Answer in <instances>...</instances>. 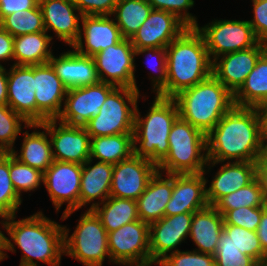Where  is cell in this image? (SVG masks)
<instances>
[{"instance_id":"6da1fadb","label":"cell","mask_w":267,"mask_h":266,"mask_svg":"<svg viewBox=\"0 0 267 266\" xmlns=\"http://www.w3.org/2000/svg\"><path fill=\"white\" fill-rule=\"evenodd\" d=\"M206 144L209 169L225 160L257 162L267 151L259 108L234 106L206 135Z\"/></svg>"},{"instance_id":"7a4b0ae2","label":"cell","mask_w":267,"mask_h":266,"mask_svg":"<svg viewBox=\"0 0 267 266\" xmlns=\"http://www.w3.org/2000/svg\"><path fill=\"white\" fill-rule=\"evenodd\" d=\"M15 218L16 214L2 220V226L11 238L5 236L3 250L15 252L16 244L23 252L20 266H39L36 260L60 266L64 255V226L44 216L42 211L21 220Z\"/></svg>"},{"instance_id":"3957f363","label":"cell","mask_w":267,"mask_h":266,"mask_svg":"<svg viewBox=\"0 0 267 266\" xmlns=\"http://www.w3.org/2000/svg\"><path fill=\"white\" fill-rule=\"evenodd\" d=\"M167 81L158 96L174 98L212 75V60L202 35L188 27L166 47Z\"/></svg>"},{"instance_id":"277c9868","label":"cell","mask_w":267,"mask_h":266,"mask_svg":"<svg viewBox=\"0 0 267 266\" xmlns=\"http://www.w3.org/2000/svg\"><path fill=\"white\" fill-rule=\"evenodd\" d=\"M179 116L206 135L234 106V95L212 74L174 97Z\"/></svg>"},{"instance_id":"5b68a950","label":"cell","mask_w":267,"mask_h":266,"mask_svg":"<svg viewBox=\"0 0 267 266\" xmlns=\"http://www.w3.org/2000/svg\"><path fill=\"white\" fill-rule=\"evenodd\" d=\"M136 106L134 117V155L147 159L158 166L168 155L169 133L179 117L174 98L156 95L146 117L141 118ZM137 147L136 143H139Z\"/></svg>"},{"instance_id":"8992f818","label":"cell","mask_w":267,"mask_h":266,"mask_svg":"<svg viewBox=\"0 0 267 266\" xmlns=\"http://www.w3.org/2000/svg\"><path fill=\"white\" fill-rule=\"evenodd\" d=\"M168 142V155L157 166V171L166 170V174H206L205 133L179 116L171 128Z\"/></svg>"},{"instance_id":"52a82bcc","label":"cell","mask_w":267,"mask_h":266,"mask_svg":"<svg viewBox=\"0 0 267 266\" xmlns=\"http://www.w3.org/2000/svg\"><path fill=\"white\" fill-rule=\"evenodd\" d=\"M139 93L140 91L130 87H116L107 96L98 115L84 125L89 136L92 138L133 133Z\"/></svg>"},{"instance_id":"ba28073f","label":"cell","mask_w":267,"mask_h":266,"mask_svg":"<svg viewBox=\"0 0 267 266\" xmlns=\"http://www.w3.org/2000/svg\"><path fill=\"white\" fill-rule=\"evenodd\" d=\"M64 226V254L80 261L84 266H102L108 250V233L93 210L81 215L74 233L68 237Z\"/></svg>"},{"instance_id":"9c48e42d","label":"cell","mask_w":267,"mask_h":266,"mask_svg":"<svg viewBox=\"0 0 267 266\" xmlns=\"http://www.w3.org/2000/svg\"><path fill=\"white\" fill-rule=\"evenodd\" d=\"M195 28L202 35L212 62L222 55L254 47L260 42L247 20H215Z\"/></svg>"},{"instance_id":"30bf717a","label":"cell","mask_w":267,"mask_h":266,"mask_svg":"<svg viewBox=\"0 0 267 266\" xmlns=\"http://www.w3.org/2000/svg\"><path fill=\"white\" fill-rule=\"evenodd\" d=\"M110 260L134 266L151 264L149 224L136 220L108 233Z\"/></svg>"},{"instance_id":"8fae6325","label":"cell","mask_w":267,"mask_h":266,"mask_svg":"<svg viewBox=\"0 0 267 266\" xmlns=\"http://www.w3.org/2000/svg\"><path fill=\"white\" fill-rule=\"evenodd\" d=\"M81 175L82 165L55 160L44 172L43 184L56 211H59L64 202L68 203L62 220L79 209Z\"/></svg>"},{"instance_id":"7c38bea8","label":"cell","mask_w":267,"mask_h":266,"mask_svg":"<svg viewBox=\"0 0 267 266\" xmlns=\"http://www.w3.org/2000/svg\"><path fill=\"white\" fill-rule=\"evenodd\" d=\"M56 123V119H48L41 124H30V128H43L48 131L55 161L83 165L90 158L91 137L86 128L61 122L57 127Z\"/></svg>"},{"instance_id":"4fadbf2b","label":"cell","mask_w":267,"mask_h":266,"mask_svg":"<svg viewBox=\"0 0 267 266\" xmlns=\"http://www.w3.org/2000/svg\"><path fill=\"white\" fill-rule=\"evenodd\" d=\"M100 82L138 89L135 80V48L130 39L107 47L93 56ZM110 78V79H109Z\"/></svg>"},{"instance_id":"5bb4252c","label":"cell","mask_w":267,"mask_h":266,"mask_svg":"<svg viewBox=\"0 0 267 266\" xmlns=\"http://www.w3.org/2000/svg\"><path fill=\"white\" fill-rule=\"evenodd\" d=\"M115 88L112 84L99 81L94 85L68 89L64 107L56 120L68 125L84 126L98 115L107 96Z\"/></svg>"},{"instance_id":"9a60e30c","label":"cell","mask_w":267,"mask_h":266,"mask_svg":"<svg viewBox=\"0 0 267 266\" xmlns=\"http://www.w3.org/2000/svg\"><path fill=\"white\" fill-rule=\"evenodd\" d=\"M156 171L154 163L134 154L120 161L113 165L110 196L137 200Z\"/></svg>"},{"instance_id":"2e32d148","label":"cell","mask_w":267,"mask_h":266,"mask_svg":"<svg viewBox=\"0 0 267 266\" xmlns=\"http://www.w3.org/2000/svg\"><path fill=\"white\" fill-rule=\"evenodd\" d=\"M193 213L164 216L149 224V248L151 264H157L176 249L190 233Z\"/></svg>"},{"instance_id":"e0dca14e","label":"cell","mask_w":267,"mask_h":266,"mask_svg":"<svg viewBox=\"0 0 267 266\" xmlns=\"http://www.w3.org/2000/svg\"><path fill=\"white\" fill-rule=\"evenodd\" d=\"M187 28L188 26L176 15L167 11L152 9L148 18L133 34L130 41L135 49L166 48Z\"/></svg>"},{"instance_id":"ac0fdd59","label":"cell","mask_w":267,"mask_h":266,"mask_svg":"<svg viewBox=\"0 0 267 266\" xmlns=\"http://www.w3.org/2000/svg\"><path fill=\"white\" fill-rule=\"evenodd\" d=\"M266 50L267 44L259 42L254 47L222 55L213 61L212 74L234 95Z\"/></svg>"},{"instance_id":"d6986e66","label":"cell","mask_w":267,"mask_h":266,"mask_svg":"<svg viewBox=\"0 0 267 266\" xmlns=\"http://www.w3.org/2000/svg\"><path fill=\"white\" fill-rule=\"evenodd\" d=\"M7 105L28 124H37L35 65H12L8 72Z\"/></svg>"},{"instance_id":"ffe728a7","label":"cell","mask_w":267,"mask_h":266,"mask_svg":"<svg viewBox=\"0 0 267 266\" xmlns=\"http://www.w3.org/2000/svg\"><path fill=\"white\" fill-rule=\"evenodd\" d=\"M67 91V87L49 63L35 65L37 124L48 119H57L62 111V101L65 100Z\"/></svg>"},{"instance_id":"44dd1931","label":"cell","mask_w":267,"mask_h":266,"mask_svg":"<svg viewBox=\"0 0 267 266\" xmlns=\"http://www.w3.org/2000/svg\"><path fill=\"white\" fill-rule=\"evenodd\" d=\"M207 181L204 173L173 174V192L164 216L194 213L207 207Z\"/></svg>"},{"instance_id":"7402d4cb","label":"cell","mask_w":267,"mask_h":266,"mask_svg":"<svg viewBox=\"0 0 267 266\" xmlns=\"http://www.w3.org/2000/svg\"><path fill=\"white\" fill-rule=\"evenodd\" d=\"M81 22L80 35L72 46L81 55L93 57L100 51L118 44L124 39L115 20L110 19V16L82 15Z\"/></svg>"},{"instance_id":"603a6c76","label":"cell","mask_w":267,"mask_h":266,"mask_svg":"<svg viewBox=\"0 0 267 266\" xmlns=\"http://www.w3.org/2000/svg\"><path fill=\"white\" fill-rule=\"evenodd\" d=\"M39 6L45 31L53 30L59 40L73 46L80 35L82 17L73 0H39Z\"/></svg>"},{"instance_id":"cb8c5ba5","label":"cell","mask_w":267,"mask_h":266,"mask_svg":"<svg viewBox=\"0 0 267 266\" xmlns=\"http://www.w3.org/2000/svg\"><path fill=\"white\" fill-rule=\"evenodd\" d=\"M48 63L67 89L99 82L94 58L81 55L75 50L65 52L59 58L52 55Z\"/></svg>"},{"instance_id":"d4e9b609","label":"cell","mask_w":267,"mask_h":266,"mask_svg":"<svg viewBox=\"0 0 267 266\" xmlns=\"http://www.w3.org/2000/svg\"><path fill=\"white\" fill-rule=\"evenodd\" d=\"M257 177V162L233 161L223 164L206 188L209 205L214 206L222 197L248 185Z\"/></svg>"},{"instance_id":"484cf974","label":"cell","mask_w":267,"mask_h":266,"mask_svg":"<svg viewBox=\"0 0 267 266\" xmlns=\"http://www.w3.org/2000/svg\"><path fill=\"white\" fill-rule=\"evenodd\" d=\"M156 173L150 178L145 191L137 201L138 216L142 222L151 224L164 217V211L173 192V174ZM168 177V178H167Z\"/></svg>"},{"instance_id":"4316f807","label":"cell","mask_w":267,"mask_h":266,"mask_svg":"<svg viewBox=\"0 0 267 266\" xmlns=\"http://www.w3.org/2000/svg\"><path fill=\"white\" fill-rule=\"evenodd\" d=\"M92 161L89 158L82 165L79 209L96 199H100V202L91 204L89 210H92L96 205L100 206L102 202L110 197L113 165L98 161L95 165L91 166Z\"/></svg>"},{"instance_id":"83f0119b","label":"cell","mask_w":267,"mask_h":266,"mask_svg":"<svg viewBox=\"0 0 267 266\" xmlns=\"http://www.w3.org/2000/svg\"><path fill=\"white\" fill-rule=\"evenodd\" d=\"M223 226V215L212 205L194 212L189 236L198 247L195 251L215 255Z\"/></svg>"},{"instance_id":"f1b7e54d","label":"cell","mask_w":267,"mask_h":266,"mask_svg":"<svg viewBox=\"0 0 267 266\" xmlns=\"http://www.w3.org/2000/svg\"><path fill=\"white\" fill-rule=\"evenodd\" d=\"M267 102V50L259 57L244 84L234 94L238 107L260 108Z\"/></svg>"},{"instance_id":"f546056e","label":"cell","mask_w":267,"mask_h":266,"mask_svg":"<svg viewBox=\"0 0 267 266\" xmlns=\"http://www.w3.org/2000/svg\"><path fill=\"white\" fill-rule=\"evenodd\" d=\"M46 33L44 31L14 37L13 59L16 61L14 65L31 66L48 63L53 55L49 47L53 38Z\"/></svg>"},{"instance_id":"4dcf8cb0","label":"cell","mask_w":267,"mask_h":266,"mask_svg":"<svg viewBox=\"0 0 267 266\" xmlns=\"http://www.w3.org/2000/svg\"><path fill=\"white\" fill-rule=\"evenodd\" d=\"M134 154L133 133L92 137L90 158L112 165L130 158Z\"/></svg>"},{"instance_id":"1f68e13d","label":"cell","mask_w":267,"mask_h":266,"mask_svg":"<svg viewBox=\"0 0 267 266\" xmlns=\"http://www.w3.org/2000/svg\"><path fill=\"white\" fill-rule=\"evenodd\" d=\"M37 132L35 130L32 133L28 131L23 134L24 139L20 150V155L17 154L15 149L12 150V154L20 162L27 164L30 167L36 168L43 173L53 163V154L51 141L48 140V131Z\"/></svg>"},{"instance_id":"d6a6232c","label":"cell","mask_w":267,"mask_h":266,"mask_svg":"<svg viewBox=\"0 0 267 266\" xmlns=\"http://www.w3.org/2000/svg\"><path fill=\"white\" fill-rule=\"evenodd\" d=\"M101 204V208L96 205L92 210L100 218L107 233L140 220L136 200L110 196Z\"/></svg>"},{"instance_id":"836d02e7","label":"cell","mask_w":267,"mask_h":266,"mask_svg":"<svg viewBox=\"0 0 267 266\" xmlns=\"http://www.w3.org/2000/svg\"><path fill=\"white\" fill-rule=\"evenodd\" d=\"M152 9L148 0H118L112 15H115L114 20L122 36L130 39L148 18Z\"/></svg>"},{"instance_id":"e575fe53","label":"cell","mask_w":267,"mask_h":266,"mask_svg":"<svg viewBox=\"0 0 267 266\" xmlns=\"http://www.w3.org/2000/svg\"><path fill=\"white\" fill-rule=\"evenodd\" d=\"M263 188L258 177L248 185L222 197L214 207L224 216L229 210L240 207H264Z\"/></svg>"},{"instance_id":"d590c367","label":"cell","mask_w":267,"mask_h":266,"mask_svg":"<svg viewBox=\"0 0 267 266\" xmlns=\"http://www.w3.org/2000/svg\"><path fill=\"white\" fill-rule=\"evenodd\" d=\"M0 26L13 37L24 34L44 32V20L40 6L29 10L14 12L0 21Z\"/></svg>"},{"instance_id":"8d00e7d4","label":"cell","mask_w":267,"mask_h":266,"mask_svg":"<svg viewBox=\"0 0 267 266\" xmlns=\"http://www.w3.org/2000/svg\"><path fill=\"white\" fill-rule=\"evenodd\" d=\"M9 173L12 185L20 197L22 191L37 189L44 178L42 171L20 162L12 153L9 156Z\"/></svg>"},{"instance_id":"74e56055","label":"cell","mask_w":267,"mask_h":266,"mask_svg":"<svg viewBox=\"0 0 267 266\" xmlns=\"http://www.w3.org/2000/svg\"><path fill=\"white\" fill-rule=\"evenodd\" d=\"M223 231L228 234L231 243L243 254L251 256L259 264L262 263L265 251L261 246L257 231L230 224H224Z\"/></svg>"},{"instance_id":"f35d334b","label":"cell","mask_w":267,"mask_h":266,"mask_svg":"<svg viewBox=\"0 0 267 266\" xmlns=\"http://www.w3.org/2000/svg\"><path fill=\"white\" fill-rule=\"evenodd\" d=\"M214 256L215 266H260L254 258L243 254L235 247L224 231L221 233Z\"/></svg>"},{"instance_id":"ab89813d","label":"cell","mask_w":267,"mask_h":266,"mask_svg":"<svg viewBox=\"0 0 267 266\" xmlns=\"http://www.w3.org/2000/svg\"><path fill=\"white\" fill-rule=\"evenodd\" d=\"M22 198L15 191L9 173V157L0 165V217L6 219L17 212Z\"/></svg>"},{"instance_id":"60d3db41","label":"cell","mask_w":267,"mask_h":266,"mask_svg":"<svg viewBox=\"0 0 267 266\" xmlns=\"http://www.w3.org/2000/svg\"><path fill=\"white\" fill-rule=\"evenodd\" d=\"M24 127H30L19 114H17L8 105H0V145L9 148L11 151L14 149V142L21 133L22 123Z\"/></svg>"},{"instance_id":"b9f144b4","label":"cell","mask_w":267,"mask_h":266,"mask_svg":"<svg viewBox=\"0 0 267 266\" xmlns=\"http://www.w3.org/2000/svg\"><path fill=\"white\" fill-rule=\"evenodd\" d=\"M160 266H215V256L198 251H176L166 255Z\"/></svg>"},{"instance_id":"7bdbcfd3","label":"cell","mask_w":267,"mask_h":266,"mask_svg":"<svg viewBox=\"0 0 267 266\" xmlns=\"http://www.w3.org/2000/svg\"><path fill=\"white\" fill-rule=\"evenodd\" d=\"M262 216V207H240L229 210L224 216V224L236 225L250 231H257Z\"/></svg>"},{"instance_id":"ee69618b","label":"cell","mask_w":267,"mask_h":266,"mask_svg":"<svg viewBox=\"0 0 267 266\" xmlns=\"http://www.w3.org/2000/svg\"><path fill=\"white\" fill-rule=\"evenodd\" d=\"M153 9L163 10L176 15L188 27H196L197 19L187 10L194 6V0H148ZM183 11V12H182Z\"/></svg>"},{"instance_id":"f6af8a7d","label":"cell","mask_w":267,"mask_h":266,"mask_svg":"<svg viewBox=\"0 0 267 266\" xmlns=\"http://www.w3.org/2000/svg\"><path fill=\"white\" fill-rule=\"evenodd\" d=\"M147 54L150 57L149 59L153 57H157L156 63H150L148 60L147 64L150 65V68L153 70H157L158 75L154 77H150L153 81V92L156 91V94L166 85L167 81V63H166V48H142V49H135V56L140 54ZM153 60V59H152ZM155 60V59H154ZM152 62V61H151ZM156 72V71H155Z\"/></svg>"},{"instance_id":"bcb514c9","label":"cell","mask_w":267,"mask_h":266,"mask_svg":"<svg viewBox=\"0 0 267 266\" xmlns=\"http://www.w3.org/2000/svg\"><path fill=\"white\" fill-rule=\"evenodd\" d=\"M118 0H73L81 15L111 16Z\"/></svg>"},{"instance_id":"7dc6e473","label":"cell","mask_w":267,"mask_h":266,"mask_svg":"<svg viewBox=\"0 0 267 266\" xmlns=\"http://www.w3.org/2000/svg\"><path fill=\"white\" fill-rule=\"evenodd\" d=\"M253 1V20H248L256 38L267 44V0Z\"/></svg>"},{"instance_id":"c3c4849f","label":"cell","mask_w":267,"mask_h":266,"mask_svg":"<svg viewBox=\"0 0 267 266\" xmlns=\"http://www.w3.org/2000/svg\"><path fill=\"white\" fill-rule=\"evenodd\" d=\"M39 0H0V21L14 12L36 8Z\"/></svg>"},{"instance_id":"681fc988","label":"cell","mask_w":267,"mask_h":266,"mask_svg":"<svg viewBox=\"0 0 267 266\" xmlns=\"http://www.w3.org/2000/svg\"><path fill=\"white\" fill-rule=\"evenodd\" d=\"M13 52L14 37L0 26V61L13 59Z\"/></svg>"},{"instance_id":"f907efd6","label":"cell","mask_w":267,"mask_h":266,"mask_svg":"<svg viewBox=\"0 0 267 266\" xmlns=\"http://www.w3.org/2000/svg\"><path fill=\"white\" fill-rule=\"evenodd\" d=\"M257 177L261 182L265 203L267 205V151L257 161Z\"/></svg>"},{"instance_id":"816d5d0a","label":"cell","mask_w":267,"mask_h":266,"mask_svg":"<svg viewBox=\"0 0 267 266\" xmlns=\"http://www.w3.org/2000/svg\"><path fill=\"white\" fill-rule=\"evenodd\" d=\"M257 235L263 250L267 251V205L262 207V216L257 229Z\"/></svg>"},{"instance_id":"f5cc1de1","label":"cell","mask_w":267,"mask_h":266,"mask_svg":"<svg viewBox=\"0 0 267 266\" xmlns=\"http://www.w3.org/2000/svg\"><path fill=\"white\" fill-rule=\"evenodd\" d=\"M8 71L3 66H0V105H7L8 93Z\"/></svg>"},{"instance_id":"db71d44e","label":"cell","mask_w":267,"mask_h":266,"mask_svg":"<svg viewBox=\"0 0 267 266\" xmlns=\"http://www.w3.org/2000/svg\"><path fill=\"white\" fill-rule=\"evenodd\" d=\"M260 113L262 117V126H263V136L267 144V102L262 105L260 108Z\"/></svg>"},{"instance_id":"11a10c76","label":"cell","mask_w":267,"mask_h":266,"mask_svg":"<svg viewBox=\"0 0 267 266\" xmlns=\"http://www.w3.org/2000/svg\"><path fill=\"white\" fill-rule=\"evenodd\" d=\"M11 153L9 148L0 145V165L8 159Z\"/></svg>"},{"instance_id":"9f6ffc18","label":"cell","mask_w":267,"mask_h":266,"mask_svg":"<svg viewBox=\"0 0 267 266\" xmlns=\"http://www.w3.org/2000/svg\"><path fill=\"white\" fill-rule=\"evenodd\" d=\"M4 239H5V235L0 230V257H1V260H4L5 258H7V255L3 250L4 249Z\"/></svg>"},{"instance_id":"6f0895ef","label":"cell","mask_w":267,"mask_h":266,"mask_svg":"<svg viewBox=\"0 0 267 266\" xmlns=\"http://www.w3.org/2000/svg\"><path fill=\"white\" fill-rule=\"evenodd\" d=\"M260 266H267V251L265 252L264 259H263L262 263L260 264Z\"/></svg>"},{"instance_id":"680465c9","label":"cell","mask_w":267,"mask_h":266,"mask_svg":"<svg viewBox=\"0 0 267 266\" xmlns=\"http://www.w3.org/2000/svg\"><path fill=\"white\" fill-rule=\"evenodd\" d=\"M153 264H145V265H135V266H151Z\"/></svg>"}]
</instances>
